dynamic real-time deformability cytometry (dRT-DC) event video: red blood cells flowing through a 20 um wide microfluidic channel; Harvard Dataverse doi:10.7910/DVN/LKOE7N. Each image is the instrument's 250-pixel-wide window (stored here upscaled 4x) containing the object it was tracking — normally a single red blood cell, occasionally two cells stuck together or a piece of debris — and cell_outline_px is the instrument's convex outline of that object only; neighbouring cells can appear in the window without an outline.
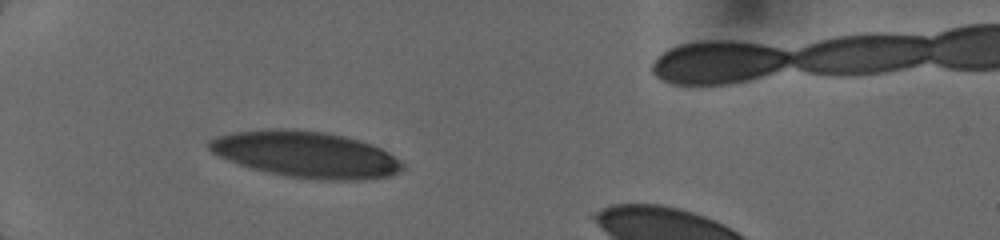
{"species": "human", "species_latin": "Homo sapiens", "temperature_condition": "cold", "stored_images_in_passage": 5, "camera_frame_rate_fps": 3000, "um_per_image_px": 0.085, "donor": {"sex": "female"}, "frame": {"image": 1, "passage_image": 4, "time_ms": 3.333, "image_size_px": [1000, 240], "cell_outline_px": [[404, 168], [388, 176], [364, 180], [332, 180], [288, 176], [268, 172], [252, 168], [228, 160], [212, 152], [208, 148], [208, 140], [216, 136], [232, 132], [280, 128], [324, 132], [344, 136], [360, 140], [372, 144], [388, 152], [400, 160], [404, 164]], "centroid_in_image_um": [26.0, 13.12], "position_along_channel_um": 59.0, "area_um2": 51.73}}